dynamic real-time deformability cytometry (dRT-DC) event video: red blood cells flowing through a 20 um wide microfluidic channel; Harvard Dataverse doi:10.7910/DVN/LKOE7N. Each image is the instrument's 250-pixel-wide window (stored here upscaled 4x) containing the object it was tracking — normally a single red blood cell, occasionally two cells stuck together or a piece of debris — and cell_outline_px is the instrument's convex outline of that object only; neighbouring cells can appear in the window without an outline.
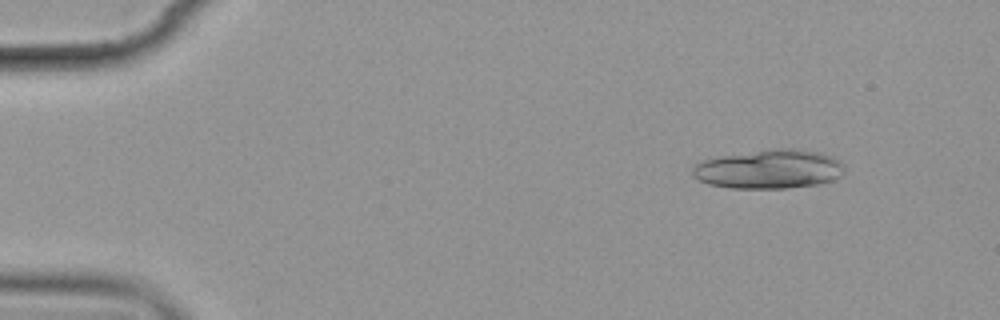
{"species": "common noctule bat (a hibernating species)", "species_latin": "Nyctalus noctula", "temperature_condition": "cold", "stored_images_in_passage": 15, "segment_of_instrument_passage": [1, 2], "camera_frame_rate_fps": 3000, "um_per_image_px": 0.085, "animal": {"sex": "female", "body_mass_g": 19.9}, "frame": {"image": 1, "passage_image": 2, "time_ms": 1.333, "image_size_px": [1000, 320], "cell_outline_px": [[844, 172], [840, 176], [832, 180], [816, 184], [788, 188], [728, 188], [708, 184], [692, 176], [692, 168], [696, 164], [704, 160], [724, 156], [772, 148], [792, 148], [820, 152], [832, 156], [844, 164]], "centroid_in_image_um": [65.39, 14.38], "position_along_channel_um": 19.6, "area_um2": 34.51}}